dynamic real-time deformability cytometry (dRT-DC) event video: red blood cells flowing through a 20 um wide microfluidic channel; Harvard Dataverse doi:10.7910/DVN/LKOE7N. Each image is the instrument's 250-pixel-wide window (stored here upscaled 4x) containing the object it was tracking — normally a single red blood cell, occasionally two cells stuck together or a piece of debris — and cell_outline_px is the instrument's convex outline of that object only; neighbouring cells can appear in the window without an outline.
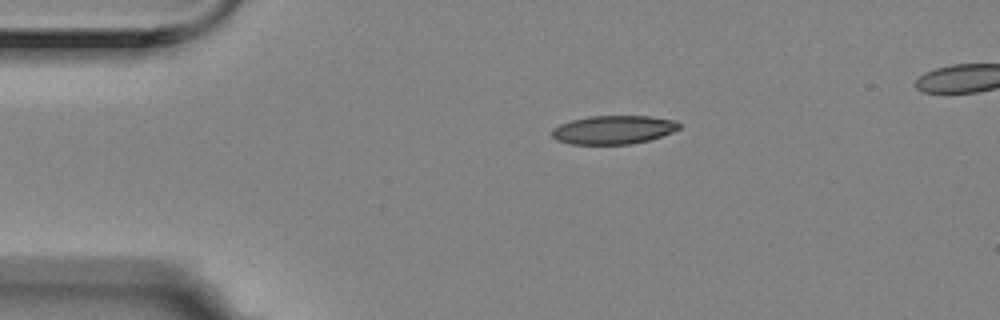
{"species": "Egyptian fruit bat (a non-hibernating species)", "species_latin": "Rousettus aegyptiacus", "temperature_condition": "room temperature", "stored_images_in_passage": 12, "camera_frame_rate_fps": 3000, "um_per_image_px": 0.085, "animal": {"sex": "female"}, "frame": {"image": 1, "passage_image": 1, "time_ms": 0.0, "image_size_px": [1000, 320], "cell_outline_px": [[680, 128], [672, 132], [648, 140], [632, 144], [568, 144], [556, 140], [552, 136], [552, 128], [560, 124], [572, 120], [588, 116], [652, 116], [676, 120], [680, 124]], "centroid_in_image_um": [52.13, 11.03], "position_along_channel_um": 32.9, "area_um2": 21.27}}
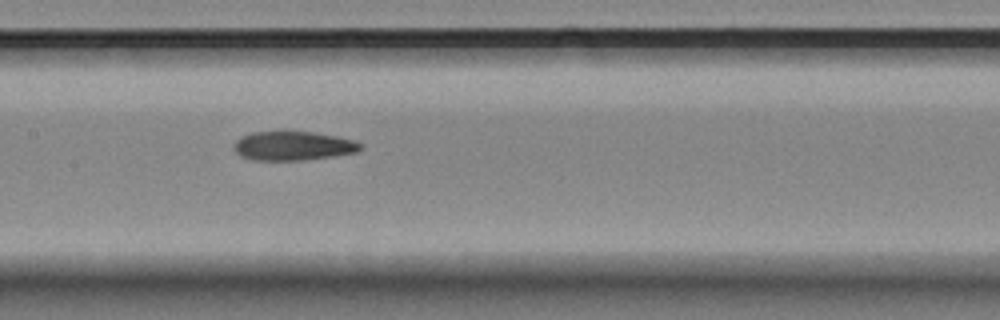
{"frame": {"image": 2, "passage_image": 5, "time_ms": 1.333, "image_size_px": [1000, 320], "cell_outline_px": [[364, 148], [356, 152], [332, 156], [304, 160], [256, 160], [240, 156], [232, 148], [236, 140], [240, 136], [252, 132], [312, 132], [336, 136], [356, 140], [364, 144]], "centroid_in_image_um": [24.93, 12.4], "position_along_channel_um": 182.5, "area_um2": 21.5}}
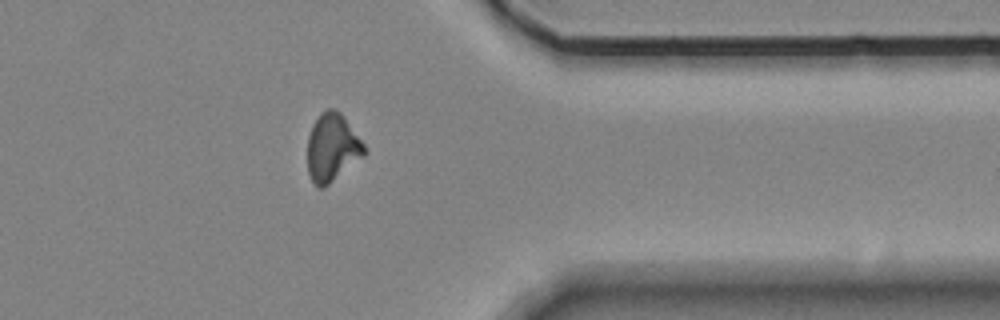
{"frame": {"image": 3, "passage_image": 10, "time_ms": 3.0, "image_size_px": [1000, 320], "cell_outline_px": [[368, 152], [364, 156], [324, 188], [320, 188], [312, 180], [308, 172], [308, 136], [312, 124], [320, 112], [328, 108], [336, 108], [344, 116], [364, 144]], "centroid_in_image_um": [28.25, 12.52], "position_along_channel_um": 383.2, "area_um2": 22.6}}